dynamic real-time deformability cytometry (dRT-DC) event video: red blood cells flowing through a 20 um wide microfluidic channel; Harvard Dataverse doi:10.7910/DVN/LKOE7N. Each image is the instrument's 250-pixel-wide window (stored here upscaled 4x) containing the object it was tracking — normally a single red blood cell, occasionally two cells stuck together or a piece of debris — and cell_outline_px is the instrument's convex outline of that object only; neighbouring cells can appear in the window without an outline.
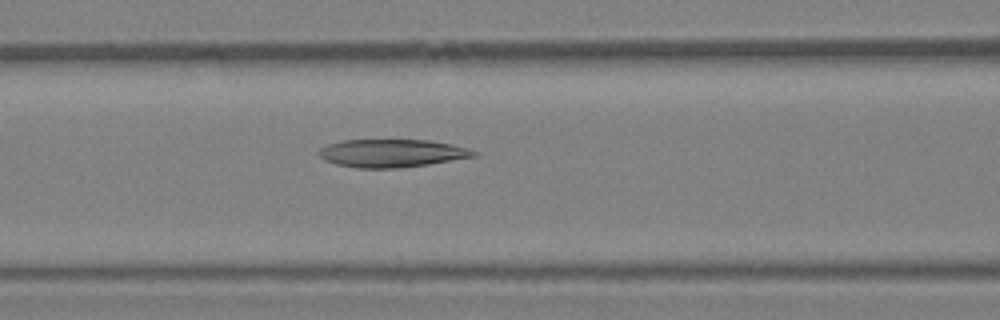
{"species": "Egyptian fruit bat (a non-hibernating species)", "species_latin": "Rousettus aegyptiacus", "temperature_condition": "warm", "stored_images_in_passage": 23, "camera_frame_rate_fps": 3000, "um_per_image_px": 0.085, "animal": {"sex": "female"}, "frame": {"image": 1, "passage_image": 6, "time_ms": 1.667, "image_size_px": [1000, 320], "cell_outline_px": [[480, 152], [476, 156], [428, 164], [400, 168], [356, 168], [336, 164], [324, 160], [316, 152], [320, 148], [328, 144], [344, 140], [428, 140], [452, 144], [468, 148]], "centroid_in_image_um": [33.3, 13.02], "position_along_channel_um": 133.3, "area_um2": 25.32}}
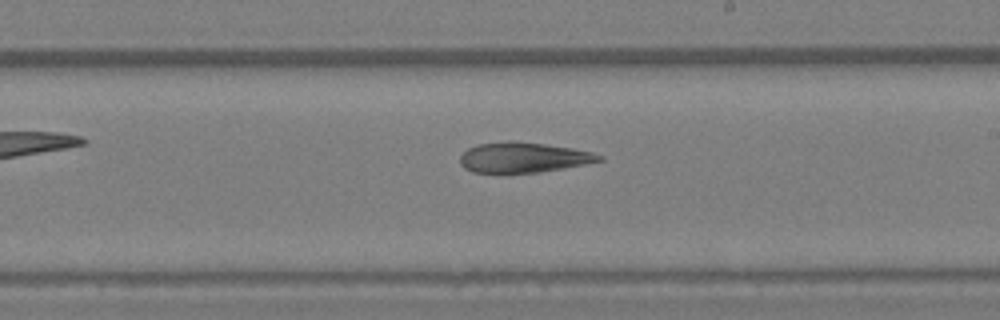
{"frame": {"image": 2, "passage_image": 12, "time_ms": 3.667, "image_size_px": [1000, 320], "cell_outline_px": [[604, 160], [564, 168], [540, 172], [472, 172], [464, 168], [460, 164], [460, 156], [468, 148], [480, 144], [508, 140], [544, 144], [572, 148], [592, 152], [604, 156]], "centroid_in_image_um": [44.49, 13.38], "position_along_channel_um": 244.5, "area_um2": 24.33}}
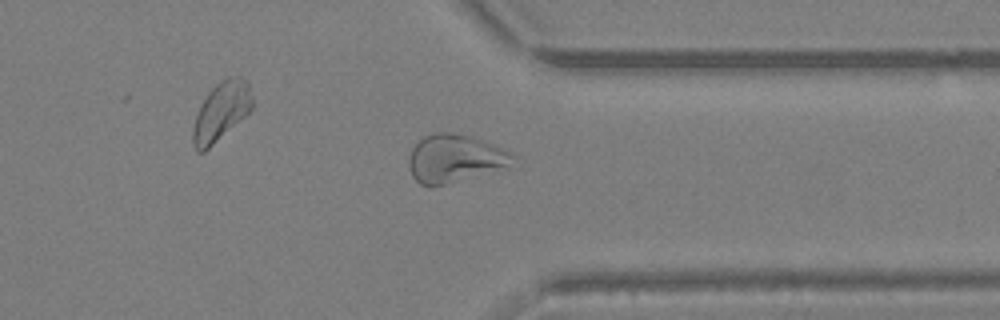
{"frame": {"image": 3, "passage_image": 19, "time_ms": 6.0, "image_size_px": [1000, 320], "cell_outline_px": [[516, 168], [428, 188], [420, 184], [412, 176], [408, 164], [408, 156], [412, 148], [424, 136], [436, 132], [448, 132], [468, 136], [504, 148], [512, 152], [516, 156]], "centroid_in_image_um": [38.76, 13.52], "position_along_channel_um": 372.6, "area_um2": 30.06}}